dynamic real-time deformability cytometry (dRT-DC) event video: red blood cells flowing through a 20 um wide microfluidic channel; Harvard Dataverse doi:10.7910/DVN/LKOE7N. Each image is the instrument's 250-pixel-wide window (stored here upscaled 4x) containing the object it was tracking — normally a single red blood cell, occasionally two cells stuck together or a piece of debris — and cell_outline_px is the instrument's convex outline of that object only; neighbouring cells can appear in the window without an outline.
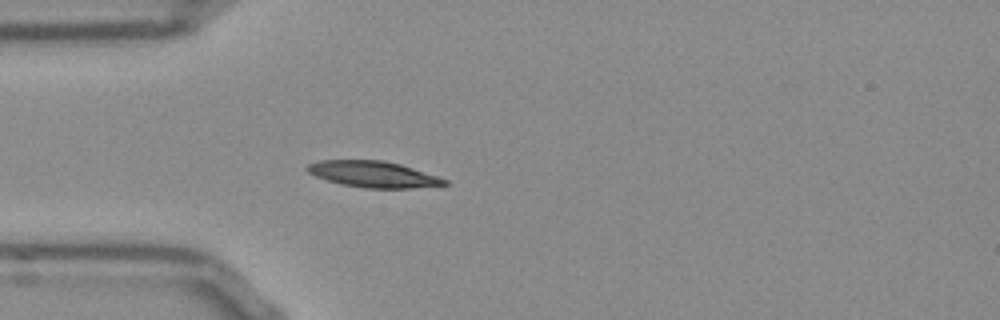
{"species": "Egyptian fruit bat (a non-hibernating species)", "species_latin": "Rousettus aegyptiacus", "temperature_condition": "room temperature", "stored_images_in_passage": 39, "camera_frame_rate_fps": 3000, "um_per_image_px": 0.085, "frame": {"image": 1, "passage_image": 1, "time_ms": 0.0, "image_size_px": [1000, 320], "cell_outline_px": [[452, 184], [412, 188], [364, 188], [340, 184], [316, 176], [308, 172], [304, 168], [308, 164], [320, 160], [384, 160], [400, 164], [448, 180]], "centroid_in_image_um": [31.72, 14.81], "position_along_channel_um": 53.3, "area_um2": 20.92}}
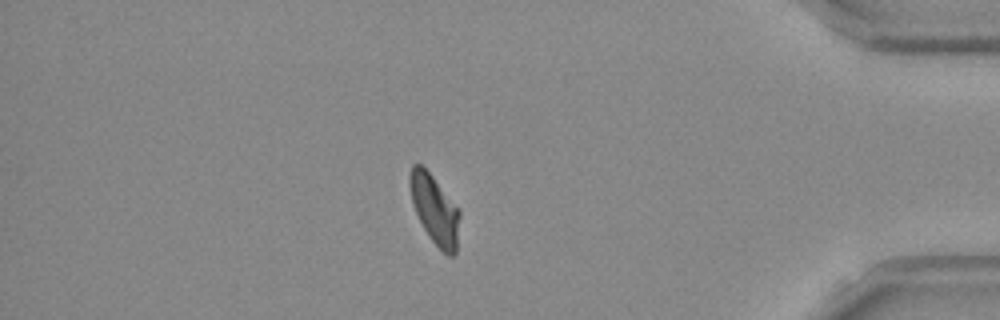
{"frame": {"image": 2, "passage_image": 32, "time_ms": 10.333, "image_size_px": [1000, 320], "cell_outline_px": [[460, 216], [456, 252], [452, 256], [448, 256], [428, 236], [412, 204], [408, 184], [408, 176], [412, 164], [420, 164], [432, 176], [460, 212]], "centroid_in_image_um": [36.92, 17.8], "position_along_channel_um": 398.3, "area_um2": 19.71}}
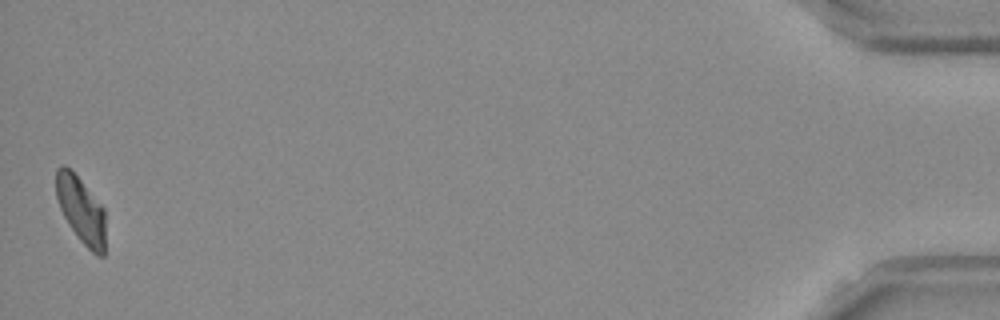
{"frame": {"image": 3, "passage_image": 39, "time_ms": 12.667, "image_size_px": [1000, 320], "cell_outline_px": [[104, 256], [96, 256], [80, 240], [68, 224], [60, 208], [56, 196], [56, 168], [60, 164], [64, 164], [80, 180], [104, 208]], "centroid_in_image_um": [6.87, 17.85], "position_along_channel_um": 428.3, "area_um2": 18.84}, "authors_computed_cell_mechanics": {"area_um2": 20.23, "velocity_mm_per_s": 3.776, "shape_relaxation_time_tau1_ms": 5.2638, "shape_relaxation_time_tau2_ms": 4.7253, "deformation_change_tau1": 0.1661, "deformation_change_tau2": 0.0624}}